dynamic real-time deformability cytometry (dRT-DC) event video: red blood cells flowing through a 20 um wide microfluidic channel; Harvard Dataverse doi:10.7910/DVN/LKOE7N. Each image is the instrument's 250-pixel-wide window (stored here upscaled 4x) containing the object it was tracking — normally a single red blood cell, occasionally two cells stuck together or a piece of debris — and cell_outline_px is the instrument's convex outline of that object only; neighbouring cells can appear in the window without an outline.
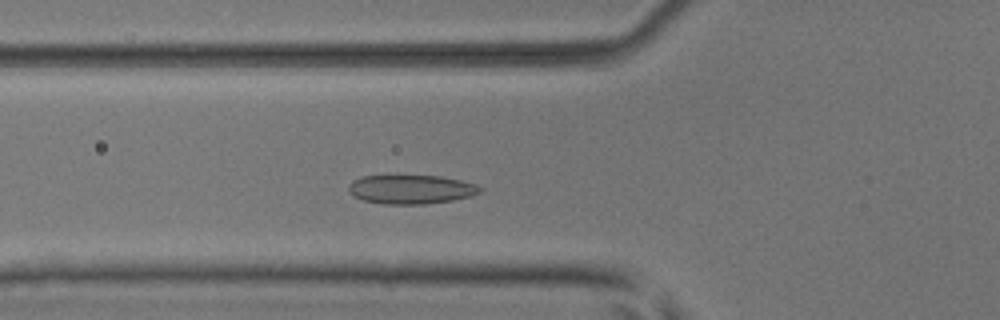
{"species": "common noctule bat (a hibernating species)", "species_latin": "Nyctalus noctula", "temperature_condition": "room temperature", "stored_images_in_passage": 45, "camera_frame_rate_fps": 3000, "um_per_image_px": 0.085, "animal": {"sex": "male", "body_mass_g": 17.9, "forearm_length_mm": 54.2}, "frame": {"image": 1, "passage_image": 13, "time_ms": 4.0, "image_size_px": [1000, 320], "cell_outline_px": [[484, 188], [480, 192], [472, 196], [452, 200], [424, 204], [380, 204], [364, 200], [352, 196], [348, 192], [348, 184], [352, 180], [364, 176], [396, 172], [440, 176], [460, 180], [476, 184]], "centroid_in_image_um": [34.88, 16.04], "position_along_channel_um": 90.9, "area_um2": 23.41}}
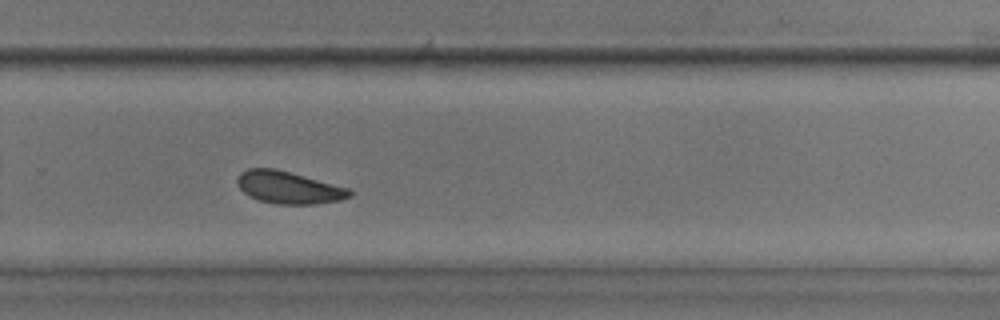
{"frame": {"image": 2, "passage_image": 29, "time_ms": 9.333, "image_size_px": [1000, 320], "cell_outline_px": [[352, 196], [340, 200], [312, 204], [276, 204], [260, 200], [244, 192], [240, 188], [236, 180], [240, 172], [248, 168], [276, 168], [348, 188], [352, 192]], "centroid_in_image_um": [24.52, 15.93], "position_along_channel_um": 305.3, "area_um2": 20.92}}
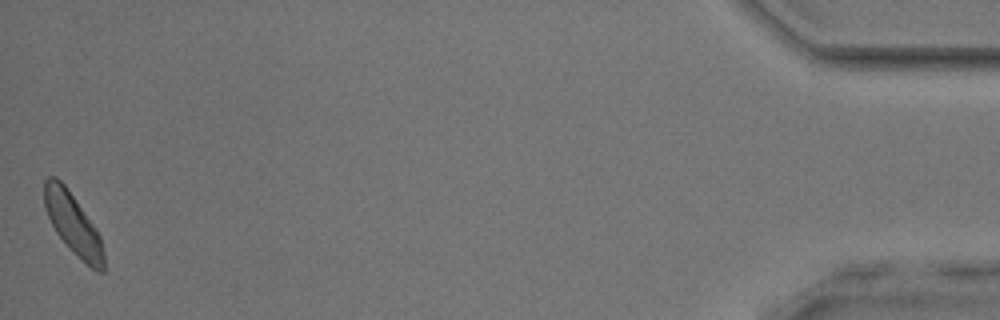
{"frame": {"image": 3, "passage_image": 45, "time_ms": 14.667, "image_size_px": [1000, 320], "cell_outline_px": [[104, 272], [96, 272], [56, 232], [44, 208], [44, 180], [48, 176], [56, 176], [64, 184], [96, 228], [100, 236], [104, 252]], "centroid_in_image_um": [6.2, 18.98], "position_along_channel_um": 429.0, "area_um2": 20.52}, "authors_computed_cell_mechanics": {"area_um2": 21.5016, "velocity_mm_per_s": 4.0274, "shape_relaxation_time_tau1_ms": 3.2898, "shape_relaxation_time_tau2_ms": 2.6973, "deformation_change_tau1": 0.0873, "deformation_change_tau2": 0.0788}}